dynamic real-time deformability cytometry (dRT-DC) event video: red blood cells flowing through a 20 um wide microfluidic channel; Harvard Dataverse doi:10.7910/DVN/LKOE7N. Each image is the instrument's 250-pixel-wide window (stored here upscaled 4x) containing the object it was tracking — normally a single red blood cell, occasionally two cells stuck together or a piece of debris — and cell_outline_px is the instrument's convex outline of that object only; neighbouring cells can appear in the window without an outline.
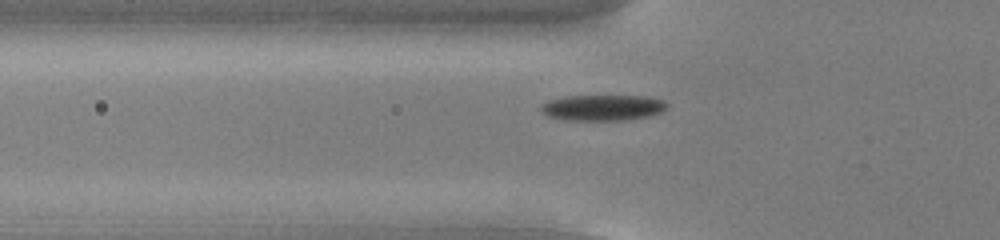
{"species": "common noctule bat (a hibernating species)", "species_latin": "Nyctalus noctula", "temperature_condition": "cold", "stored_images_in_passage": 50, "camera_frame_rate_fps": 3000, "um_per_image_px": 0.085, "animal": {"sex": "male", "body_mass_g": 13.0, "forearm_length_mm": 53.1}, "frame": {"image": 1, "passage_image": 15, "time_ms": 4.667, "image_size_px": [1000, 240], "cell_outline_px": [[668, 104], [660, 112], [648, 116], [624, 120], [564, 120], [548, 116], [540, 108], [540, 104], [564, 96], [648, 96], [664, 100]], "centroid_in_image_um": [51.22, 9.14], "position_along_channel_um": 74.6, "area_um2": 18.84}}
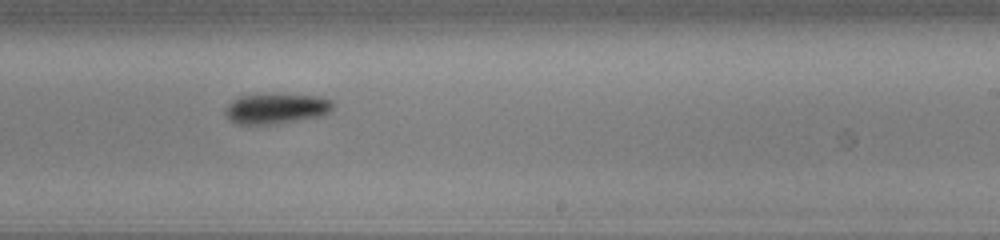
{"frame": {"image": 2, "passage_image": 30, "time_ms": 9.667, "image_size_px": [1000, 240], "cell_outline_px": [[336, 104], [324, 116], [276, 124], [236, 124], [228, 120], [224, 112], [224, 108], [232, 100], [240, 96], [320, 96], [332, 100]], "centroid_in_image_um": [23.48, 9.27], "position_along_channel_um": 265.5, "area_um2": 18.79}}
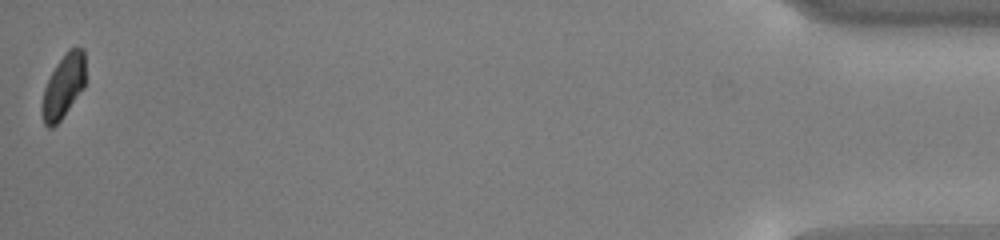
{"frame": {"image": 3, "passage_image": 50, "time_ms": 16.333, "image_size_px": [1000, 240], "cell_outline_px": [[84, 88], [60, 120], [52, 128], [48, 128], [44, 124], [40, 112], [40, 104], [44, 88], [56, 64], [68, 48], [84, 48]], "centroid_in_image_um": [5.35, 7.36], "position_along_channel_um": 429.8, "area_um2": 16.18}, "authors_computed_cell_mechanics": {"area_um2": 18.2359, "velocity_mm_per_s": 3.8309, "shape_relaxation_time_tau1_ms": 1.9814, "shape_relaxation_time_tau2_ms": null, "deformation_change_tau1": 0.117, "deformation_change_tau2": null}}